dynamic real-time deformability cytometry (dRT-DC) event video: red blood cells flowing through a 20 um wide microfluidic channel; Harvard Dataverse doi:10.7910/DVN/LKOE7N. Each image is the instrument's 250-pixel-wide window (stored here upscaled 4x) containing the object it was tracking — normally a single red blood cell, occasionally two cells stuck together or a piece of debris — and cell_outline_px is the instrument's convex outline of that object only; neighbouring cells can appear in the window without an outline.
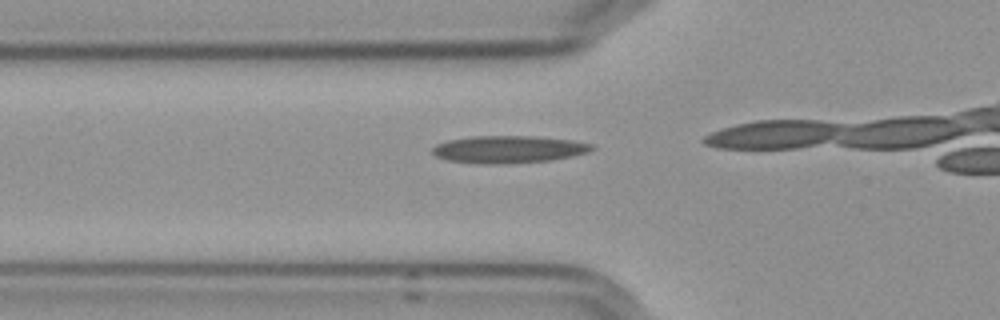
{"species": "Egyptian fruit bat (a non-hibernating species)", "species_latin": "Rousettus aegyptiacus", "temperature_condition": "cold", "stored_images_in_passage": 7, "camera_frame_rate_fps": 3000, "um_per_image_px": 0.085, "frame": {"image": 1, "passage_image": 3, "time_ms": 0.667, "image_size_px": [1000, 320], "cell_outline_px": [[596, 148], [588, 152], [572, 156], [552, 160], [508, 164], [476, 164], [448, 160], [436, 156], [432, 152], [432, 148], [436, 144], [448, 140], [472, 136], [532, 136], [572, 140], [592, 144]], "centroid_in_image_um": [43.22, 12.7], "position_along_channel_um": 82.6, "area_um2": 25.61}}
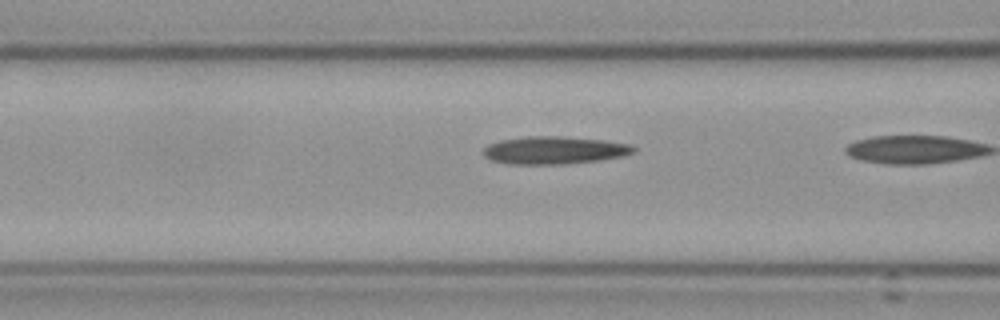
{"frame": {"image": 2, "passage_image": 6, "time_ms": 1.667, "image_size_px": [1000, 320], "cell_outline_px": [[636, 152], [624, 156], [600, 160], [564, 164], [508, 164], [492, 160], [484, 156], [484, 148], [488, 144], [500, 140], [528, 136], [560, 136], [604, 140], [632, 144], [636, 148]], "centroid_in_image_um": [47.16, 12.77], "position_along_channel_um": 119.4, "area_um2": 24.39}}